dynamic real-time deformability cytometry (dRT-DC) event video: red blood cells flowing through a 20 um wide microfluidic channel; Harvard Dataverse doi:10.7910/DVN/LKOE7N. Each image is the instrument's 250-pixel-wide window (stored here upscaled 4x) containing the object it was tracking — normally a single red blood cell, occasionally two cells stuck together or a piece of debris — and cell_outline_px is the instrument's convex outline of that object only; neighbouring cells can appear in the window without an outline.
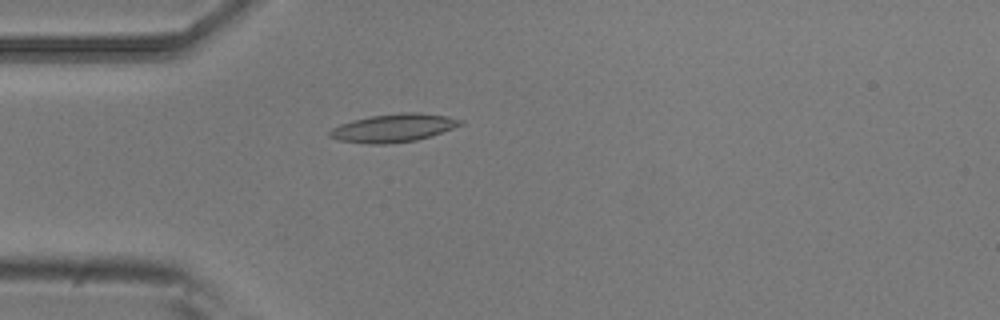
{"species": "common noctule bat (a hibernating species)", "species_latin": "Nyctalus noctula", "temperature_condition": "room temperature", "stored_images_in_passage": 4, "camera_frame_rate_fps": 3000, "um_per_image_px": 0.085, "animal": {"sex": "male", "body_mass_g": 20.5, "forearm_length_mm": 52.5}, "frame": {"image": 1, "passage_image": 4, "time_ms": 1.0, "image_size_px": [1000, 320], "cell_outline_px": [[464, 124], [432, 136], [416, 140], [384, 144], [368, 144], [340, 140], [328, 136], [328, 132], [332, 128], [340, 124], [352, 120], [372, 116], [404, 112], [416, 112], [448, 116], [464, 120]], "centroid_in_image_um": [33.48, 10.87], "position_along_channel_um": 51.5, "area_um2": 21.44}}